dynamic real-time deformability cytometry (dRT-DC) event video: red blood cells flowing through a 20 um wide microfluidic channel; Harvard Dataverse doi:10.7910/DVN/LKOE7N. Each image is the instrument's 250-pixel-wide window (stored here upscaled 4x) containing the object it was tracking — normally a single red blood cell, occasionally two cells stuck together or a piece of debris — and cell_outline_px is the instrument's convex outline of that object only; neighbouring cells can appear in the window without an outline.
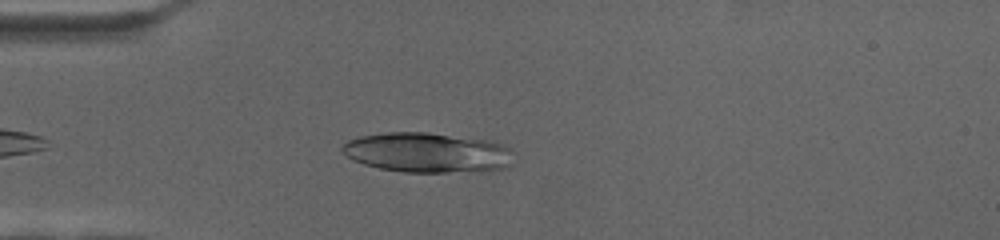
{"species": "human", "species_latin": "Homo sapiens", "temperature_condition": "cold", "stored_images_in_passage": 55, "camera_frame_rate_fps": 3000, "um_per_image_px": 0.085, "donor": {"sex": "female"}, "frame": {"image": 1, "passage_image": 6, "time_ms": 1.667, "image_size_px": [1000, 240], "cell_outline_px": [[512, 164], [504, 168], [444, 172], [404, 172], [380, 168], [364, 164], [352, 160], [340, 148], [348, 140], [360, 136], [388, 132], [428, 132], [484, 140], [504, 144], [512, 152]], "centroid_in_image_um": [36.29, 12.96], "position_along_channel_um": 48.7, "area_um2": 39.42}}
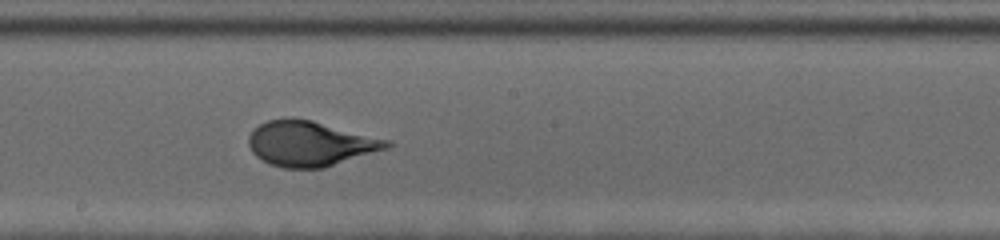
{"frame": {"image": 2, "passage_image": 25, "time_ms": 8.0, "image_size_px": [1000, 240], "cell_outline_px": [[392, 144], [388, 148], [324, 168], [284, 168], [272, 164], [256, 156], [252, 152], [248, 144], [248, 136], [260, 124], [268, 120], [292, 116], [312, 120], [392, 140]], "centroid_in_image_um": [26.39, 12.19], "position_along_channel_um": 221.8, "area_um2": 36.47}}
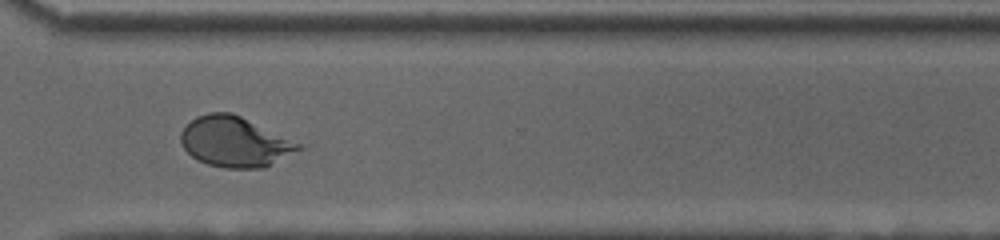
{"frame": {"image": 3, "passage_image": 38, "time_ms": 12.333, "image_size_px": [1000, 240], "cell_outline_px": [[312, 144], [308, 148], [264, 168], [224, 168], [208, 164], [192, 156], [184, 148], [180, 140], [180, 132], [196, 116], [208, 112], [232, 112]], "centroid_in_image_um": [20.17, 12.04], "position_along_channel_um": 350.4, "area_um2": 36.01}}